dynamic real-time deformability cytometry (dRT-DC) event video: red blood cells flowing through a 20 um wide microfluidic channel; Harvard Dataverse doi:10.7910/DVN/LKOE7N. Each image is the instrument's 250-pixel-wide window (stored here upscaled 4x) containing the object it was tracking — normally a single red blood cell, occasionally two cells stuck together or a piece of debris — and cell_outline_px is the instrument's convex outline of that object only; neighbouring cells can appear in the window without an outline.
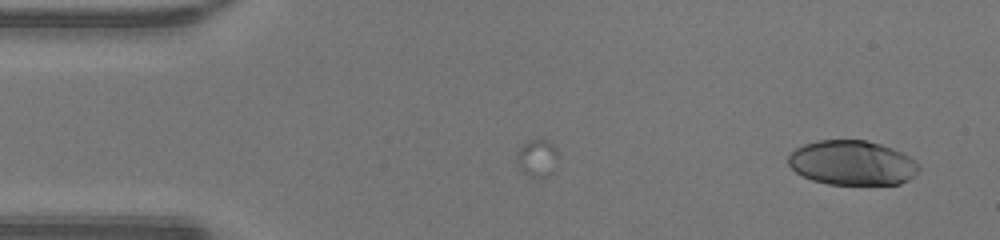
{"species": "human", "species_latin": "Homo sapiens", "temperature_condition": "warm", "stored_images_in_passage": 8, "camera_frame_rate_fps": 3000, "um_per_image_px": 0.085, "donor": {"sex": "male"}, "frame": {"image": 1, "passage_image": 8, "time_ms": 2.333, "image_size_px": [1000, 240], "cell_outline_px": [[920, 168], [908, 180], [900, 184], [828, 184], [812, 180], [796, 172], [788, 164], [788, 156], [796, 148], [804, 144], [816, 140], [864, 140], [880, 144], [892, 148], [916, 160]], "centroid_in_image_um": [72.42, 13.84], "position_along_channel_um": 12.6, "area_um2": 33.81}}